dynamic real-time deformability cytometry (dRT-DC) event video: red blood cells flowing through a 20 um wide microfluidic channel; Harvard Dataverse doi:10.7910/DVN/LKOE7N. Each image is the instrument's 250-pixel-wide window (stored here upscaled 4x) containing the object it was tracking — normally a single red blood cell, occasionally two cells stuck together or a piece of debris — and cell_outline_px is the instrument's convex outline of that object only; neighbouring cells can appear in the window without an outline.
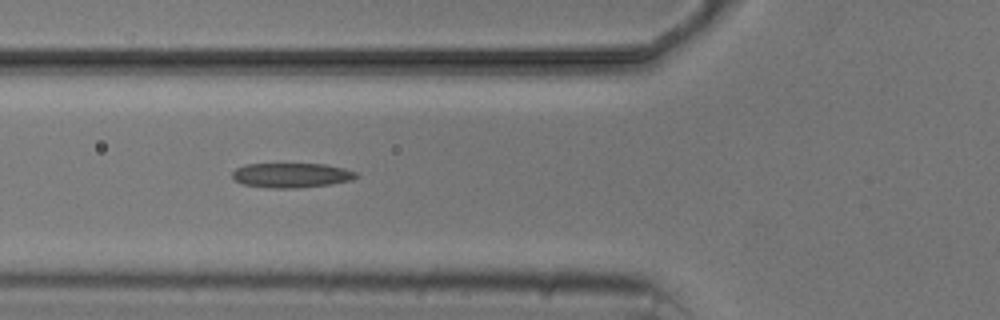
{"species": "common noctule bat (a hibernating species)", "species_latin": "Nyctalus noctula", "temperature_condition": "cold", "stored_images_in_passage": 14, "camera_frame_rate_fps": 3000, "um_per_image_px": 0.085, "animal": {"sex": "male", "body_mass_g": 20.5, "forearm_length_mm": 52.5}, "frame": {"image": 1, "passage_image": 5, "time_ms": 5.667, "image_size_px": [1000, 320], "cell_outline_px": [[360, 176], [352, 180], [328, 184], [296, 188], [272, 188], [244, 184], [236, 180], [232, 176], [232, 172], [236, 168], [244, 164], [324, 164], [344, 168], [356, 172]], "centroid_in_image_um": [24.79, 14.89], "position_along_channel_um": 101.0, "area_um2": 17.69}}
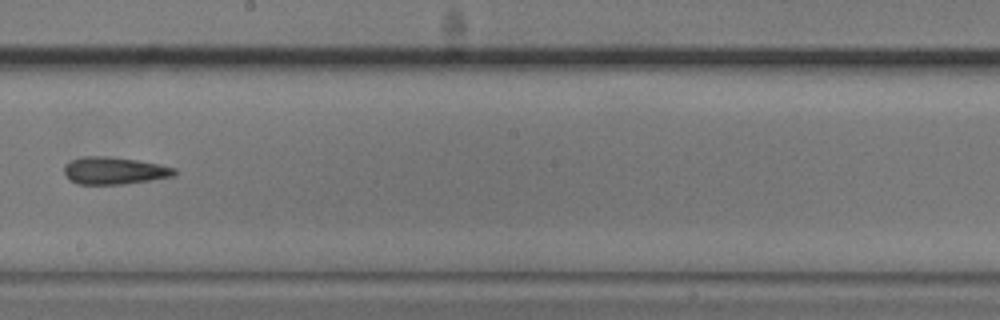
{"frame": {"image": 2, "passage_image": 8, "time_ms": 9.333, "image_size_px": [1000, 320], "cell_outline_px": [[176, 172], [172, 176], [124, 184], [80, 184], [72, 180], [64, 172], [64, 164], [72, 160], [84, 156], [104, 156], [136, 160], [176, 168]], "centroid_in_image_um": [9.69, 14.5], "position_along_channel_um": 238.5, "area_um2": 17.11}}
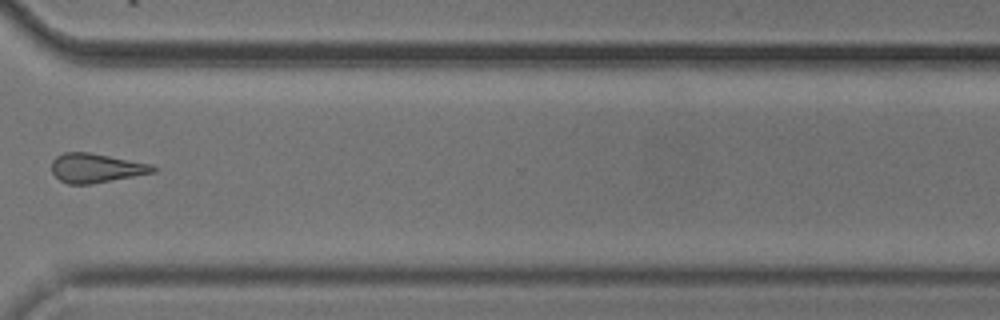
{"frame": {"image": 3, "passage_image": 11, "time_ms": 12.667, "image_size_px": [1000, 320], "cell_outline_px": [[160, 168], [156, 172], [92, 184], [68, 184], [60, 180], [52, 172], [52, 160], [56, 156], [64, 152], [88, 152], [152, 164]], "centroid_in_image_um": [8.19, 14.28], "position_along_channel_um": 362.4, "area_um2": 17.34}}